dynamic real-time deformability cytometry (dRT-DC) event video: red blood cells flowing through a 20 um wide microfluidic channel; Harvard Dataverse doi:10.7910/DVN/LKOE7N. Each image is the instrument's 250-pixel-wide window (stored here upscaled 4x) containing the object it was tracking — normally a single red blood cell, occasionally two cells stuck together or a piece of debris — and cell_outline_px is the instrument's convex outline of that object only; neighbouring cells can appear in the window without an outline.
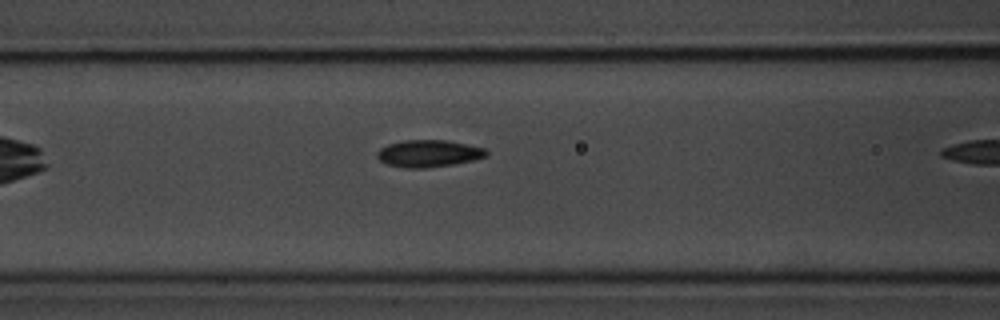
{"species": "common noctule bat (a hibernating species)", "species_latin": "Nyctalus noctula", "temperature_condition": "room temperature", "stored_images_in_passage": 6, "camera_frame_rate_fps": 3000, "um_per_image_px": 0.085, "animal": {"sex": "male", "body_mass_g": 20.1, "forearm_length_mm": 53.5}, "frame": {"image": 1, "passage_image": 5, "time_ms": 1.333, "image_size_px": [1000, 320], "cell_outline_px": [[488, 156], [456, 164], [428, 168], [404, 168], [384, 164], [376, 156], [376, 152], [380, 148], [388, 144], [404, 140], [448, 140], [484, 148], [488, 152]], "centroid_in_image_um": [36.41, 13.05], "position_along_channel_um": 130.2, "area_um2": 17.46}}